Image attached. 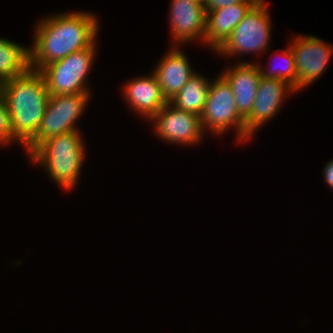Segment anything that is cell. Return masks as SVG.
Returning <instances> with one entry per match:
<instances>
[{
  "label": "cell",
  "instance_id": "8fae6325",
  "mask_svg": "<svg viewBox=\"0 0 333 333\" xmlns=\"http://www.w3.org/2000/svg\"><path fill=\"white\" fill-rule=\"evenodd\" d=\"M171 2L170 26L174 43H187L196 38L205 43L206 11L204 5L191 0H172Z\"/></svg>",
  "mask_w": 333,
  "mask_h": 333
},
{
  "label": "cell",
  "instance_id": "7a4b0ae2",
  "mask_svg": "<svg viewBox=\"0 0 333 333\" xmlns=\"http://www.w3.org/2000/svg\"><path fill=\"white\" fill-rule=\"evenodd\" d=\"M13 135L25 145L37 132L49 99L48 88L39 71L28 69L21 76L0 83Z\"/></svg>",
  "mask_w": 333,
  "mask_h": 333
},
{
  "label": "cell",
  "instance_id": "e0dca14e",
  "mask_svg": "<svg viewBox=\"0 0 333 333\" xmlns=\"http://www.w3.org/2000/svg\"><path fill=\"white\" fill-rule=\"evenodd\" d=\"M29 69V48L0 38V83L21 76Z\"/></svg>",
  "mask_w": 333,
  "mask_h": 333
},
{
  "label": "cell",
  "instance_id": "7c38bea8",
  "mask_svg": "<svg viewBox=\"0 0 333 333\" xmlns=\"http://www.w3.org/2000/svg\"><path fill=\"white\" fill-rule=\"evenodd\" d=\"M230 85L240 117L245 121L252 112L261 75L256 63L240 62L220 74Z\"/></svg>",
  "mask_w": 333,
  "mask_h": 333
},
{
  "label": "cell",
  "instance_id": "d6986e66",
  "mask_svg": "<svg viewBox=\"0 0 333 333\" xmlns=\"http://www.w3.org/2000/svg\"><path fill=\"white\" fill-rule=\"evenodd\" d=\"M14 141L19 140L13 135L10 114L0 92V144L5 145Z\"/></svg>",
  "mask_w": 333,
  "mask_h": 333
},
{
  "label": "cell",
  "instance_id": "ba28073f",
  "mask_svg": "<svg viewBox=\"0 0 333 333\" xmlns=\"http://www.w3.org/2000/svg\"><path fill=\"white\" fill-rule=\"evenodd\" d=\"M158 137L168 143L192 145L203 137L200 116L179 110L169 102L151 119Z\"/></svg>",
  "mask_w": 333,
  "mask_h": 333
},
{
  "label": "cell",
  "instance_id": "3957f363",
  "mask_svg": "<svg viewBox=\"0 0 333 333\" xmlns=\"http://www.w3.org/2000/svg\"><path fill=\"white\" fill-rule=\"evenodd\" d=\"M80 131L75 130L43 141L29 156L33 163L46 168L60 187L72 189L80 177L85 146Z\"/></svg>",
  "mask_w": 333,
  "mask_h": 333
},
{
  "label": "cell",
  "instance_id": "2e32d148",
  "mask_svg": "<svg viewBox=\"0 0 333 333\" xmlns=\"http://www.w3.org/2000/svg\"><path fill=\"white\" fill-rule=\"evenodd\" d=\"M211 82L197 72L187 81L185 86L169 103L179 110L201 116Z\"/></svg>",
  "mask_w": 333,
  "mask_h": 333
},
{
  "label": "cell",
  "instance_id": "9a60e30c",
  "mask_svg": "<svg viewBox=\"0 0 333 333\" xmlns=\"http://www.w3.org/2000/svg\"><path fill=\"white\" fill-rule=\"evenodd\" d=\"M160 60L154 70V75L166 99H172L196 73L191 70L186 55L180 47H172L169 52Z\"/></svg>",
  "mask_w": 333,
  "mask_h": 333
},
{
  "label": "cell",
  "instance_id": "52a82bcc",
  "mask_svg": "<svg viewBox=\"0 0 333 333\" xmlns=\"http://www.w3.org/2000/svg\"><path fill=\"white\" fill-rule=\"evenodd\" d=\"M265 0H259L234 28L229 39L217 51L221 55L266 51L271 33V19Z\"/></svg>",
  "mask_w": 333,
  "mask_h": 333
},
{
  "label": "cell",
  "instance_id": "277c9868",
  "mask_svg": "<svg viewBox=\"0 0 333 333\" xmlns=\"http://www.w3.org/2000/svg\"><path fill=\"white\" fill-rule=\"evenodd\" d=\"M96 43L55 61L39 72L42 74L49 95L90 93L86 78L96 55Z\"/></svg>",
  "mask_w": 333,
  "mask_h": 333
},
{
  "label": "cell",
  "instance_id": "7402d4cb",
  "mask_svg": "<svg viewBox=\"0 0 333 333\" xmlns=\"http://www.w3.org/2000/svg\"><path fill=\"white\" fill-rule=\"evenodd\" d=\"M191 1H195L196 3L202 4V5H204V3H205V0H191Z\"/></svg>",
  "mask_w": 333,
  "mask_h": 333
},
{
  "label": "cell",
  "instance_id": "5bb4252c",
  "mask_svg": "<svg viewBox=\"0 0 333 333\" xmlns=\"http://www.w3.org/2000/svg\"><path fill=\"white\" fill-rule=\"evenodd\" d=\"M123 91L129 107L149 121L169 102L153 72L151 76L129 80Z\"/></svg>",
  "mask_w": 333,
  "mask_h": 333
},
{
  "label": "cell",
  "instance_id": "5b68a950",
  "mask_svg": "<svg viewBox=\"0 0 333 333\" xmlns=\"http://www.w3.org/2000/svg\"><path fill=\"white\" fill-rule=\"evenodd\" d=\"M90 93L49 96L44 116L35 135L24 145L29 155L48 138L77 130Z\"/></svg>",
  "mask_w": 333,
  "mask_h": 333
},
{
  "label": "cell",
  "instance_id": "6da1fadb",
  "mask_svg": "<svg viewBox=\"0 0 333 333\" xmlns=\"http://www.w3.org/2000/svg\"><path fill=\"white\" fill-rule=\"evenodd\" d=\"M97 17L87 12L62 13L44 18L35 28L29 48V69L64 59L71 53L93 46L99 29Z\"/></svg>",
  "mask_w": 333,
  "mask_h": 333
},
{
  "label": "cell",
  "instance_id": "ac0fdd59",
  "mask_svg": "<svg viewBox=\"0 0 333 333\" xmlns=\"http://www.w3.org/2000/svg\"><path fill=\"white\" fill-rule=\"evenodd\" d=\"M289 47V48H288ZM282 57H284L285 60V66L284 68L275 69L272 70L268 68L269 70L265 71L262 69V67L258 65L260 75L263 78H272V79H280L285 82H287L289 85H291L295 91H297V73H296V65L294 60V55L291 51L290 46H287L286 50H282Z\"/></svg>",
  "mask_w": 333,
  "mask_h": 333
},
{
  "label": "cell",
  "instance_id": "ffe728a7",
  "mask_svg": "<svg viewBox=\"0 0 333 333\" xmlns=\"http://www.w3.org/2000/svg\"><path fill=\"white\" fill-rule=\"evenodd\" d=\"M259 0H205V11H212L219 8L227 7L231 4H238L242 2H258Z\"/></svg>",
  "mask_w": 333,
  "mask_h": 333
},
{
  "label": "cell",
  "instance_id": "4fadbf2b",
  "mask_svg": "<svg viewBox=\"0 0 333 333\" xmlns=\"http://www.w3.org/2000/svg\"><path fill=\"white\" fill-rule=\"evenodd\" d=\"M257 2H242L206 12L205 43L217 52Z\"/></svg>",
  "mask_w": 333,
  "mask_h": 333
},
{
  "label": "cell",
  "instance_id": "30bf717a",
  "mask_svg": "<svg viewBox=\"0 0 333 333\" xmlns=\"http://www.w3.org/2000/svg\"><path fill=\"white\" fill-rule=\"evenodd\" d=\"M292 92L295 89L283 80L261 77L252 112L245 120L246 133L253 137L254 131L279 112L284 97Z\"/></svg>",
  "mask_w": 333,
  "mask_h": 333
},
{
  "label": "cell",
  "instance_id": "8992f818",
  "mask_svg": "<svg viewBox=\"0 0 333 333\" xmlns=\"http://www.w3.org/2000/svg\"><path fill=\"white\" fill-rule=\"evenodd\" d=\"M200 119L203 131L207 128L213 134L220 135L228 128L234 127L238 142L248 141L251 138L246 133L245 121L238 113L233 91L221 75L210 84Z\"/></svg>",
  "mask_w": 333,
  "mask_h": 333
},
{
  "label": "cell",
  "instance_id": "44dd1931",
  "mask_svg": "<svg viewBox=\"0 0 333 333\" xmlns=\"http://www.w3.org/2000/svg\"><path fill=\"white\" fill-rule=\"evenodd\" d=\"M324 178L328 186L333 189V159L324 167Z\"/></svg>",
  "mask_w": 333,
  "mask_h": 333
},
{
  "label": "cell",
  "instance_id": "9c48e42d",
  "mask_svg": "<svg viewBox=\"0 0 333 333\" xmlns=\"http://www.w3.org/2000/svg\"><path fill=\"white\" fill-rule=\"evenodd\" d=\"M289 44L294 55L297 73V91L312 84L326 70L333 46L315 36L293 37Z\"/></svg>",
  "mask_w": 333,
  "mask_h": 333
}]
</instances>
